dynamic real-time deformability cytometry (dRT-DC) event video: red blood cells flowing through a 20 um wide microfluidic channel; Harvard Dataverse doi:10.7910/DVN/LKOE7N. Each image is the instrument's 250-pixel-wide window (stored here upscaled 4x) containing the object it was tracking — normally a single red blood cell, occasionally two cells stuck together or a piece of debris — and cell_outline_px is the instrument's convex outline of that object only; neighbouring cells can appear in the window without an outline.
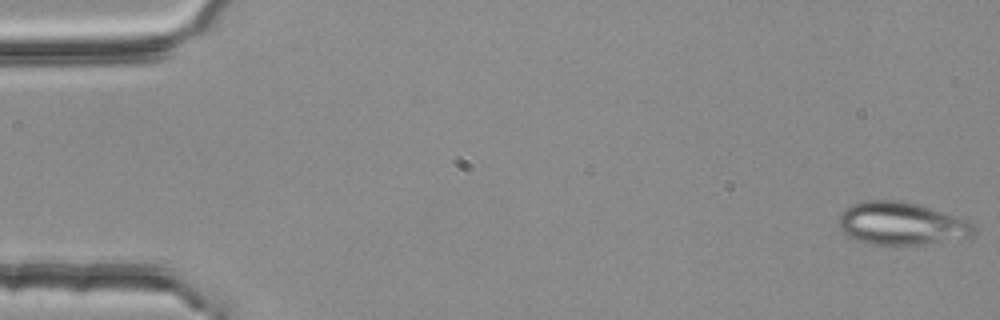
{"species": "common noctule bat (a hibernating species)", "species_latin": "Nyctalus noctula", "temperature_condition": "room temperature", "stored_images_in_passage": 54, "camera_frame_rate_fps": 3000, "um_per_image_px": 0.085, "animal": {"sex": "female", "body_mass_g": 25.1}, "frame": {"image": 1, "passage_image": 1, "time_ms": 0.0, "image_size_px": [1000, 320], "cell_outline_px": [[976, 232], [972, 236], [916, 244], [872, 244], [856, 240], [848, 236], [836, 224], [836, 220], [840, 212], [844, 208], [860, 200], [900, 200], [920, 204], [964, 220], [972, 224], [976, 228]], "centroid_in_image_um": [76.5, 18.97], "position_along_channel_um": 8.5, "area_um2": 33.47}}
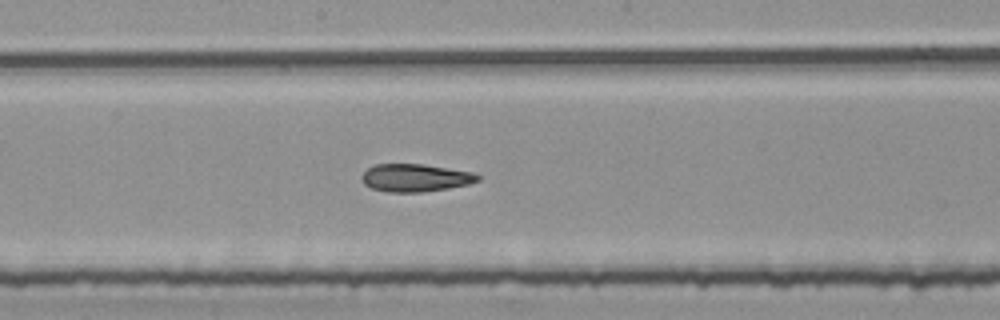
{"frame": {"image": 2, "passage_image": 29, "time_ms": 9.333, "image_size_px": [1000, 320], "cell_outline_px": [[480, 180], [468, 184], [448, 188], [420, 192], [388, 192], [372, 188], [364, 184], [360, 176], [372, 164], [424, 164], [472, 172], [480, 176]], "centroid_in_image_um": [35.27, 15.1], "position_along_channel_um": 212.9, "area_um2": 18.73}}
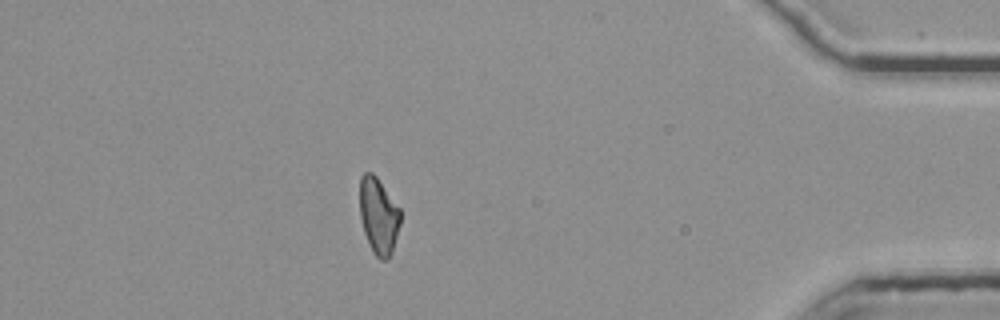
{"frame": {"image": 3, "passage_image": 48, "time_ms": 15.667, "image_size_px": [1000, 320], "cell_outline_px": [[400, 224], [392, 252], [388, 260], [380, 260], [372, 252], [364, 232], [360, 216], [360, 176], [364, 172], [372, 172], [376, 176], [400, 208]], "centroid_in_image_um": [32.17, 18.35], "position_along_channel_um": 403.0, "area_um2": 18.15}, "authors_computed_cell_mechanics": {"area_um2": 19.2474, "velocity_mm_per_s": 3.7562, "shape_relaxation_time_tau1_ms": null, "shape_relaxation_time_tau2_ms": 4.8086, "deformation_change_tau1": null, "deformation_change_tau2": 0.1451}}